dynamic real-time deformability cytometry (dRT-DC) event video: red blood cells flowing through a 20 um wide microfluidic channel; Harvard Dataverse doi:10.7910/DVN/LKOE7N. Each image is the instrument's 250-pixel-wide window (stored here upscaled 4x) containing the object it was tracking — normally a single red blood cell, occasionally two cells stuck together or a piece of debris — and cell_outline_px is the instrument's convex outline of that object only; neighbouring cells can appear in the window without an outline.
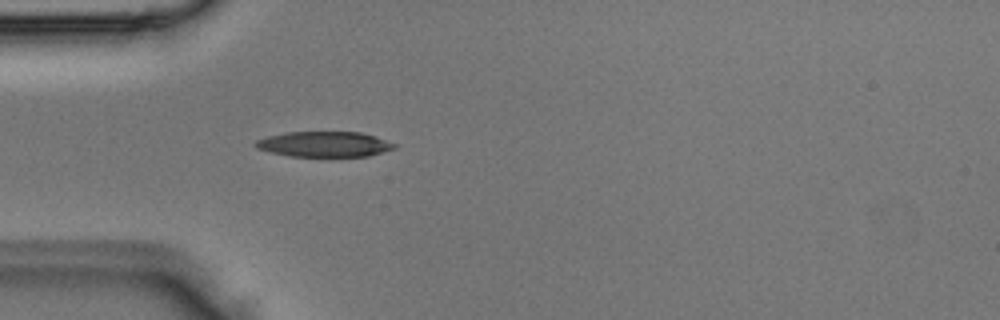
{"species": "Egyptian fruit bat (a non-hibernating species)", "species_latin": "Rousettus aegyptiacus", "temperature_condition": "room temperature", "stored_images_in_passage": 2, "camera_frame_rate_fps": 3000, "um_per_image_px": 0.085, "animal": {"sex": "male"}, "frame": {"image": 1, "passage_image": 2, "time_ms": 0.333, "image_size_px": [1000, 320], "cell_outline_px": [[396, 148], [368, 156], [288, 156], [256, 148], [252, 144], [256, 140], [268, 136], [284, 132], [360, 132], [376, 136], [396, 144]], "centroid_in_image_um": [27.55, 12.25], "position_along_channel_um": 57.4, "area_um2": 20.52}}